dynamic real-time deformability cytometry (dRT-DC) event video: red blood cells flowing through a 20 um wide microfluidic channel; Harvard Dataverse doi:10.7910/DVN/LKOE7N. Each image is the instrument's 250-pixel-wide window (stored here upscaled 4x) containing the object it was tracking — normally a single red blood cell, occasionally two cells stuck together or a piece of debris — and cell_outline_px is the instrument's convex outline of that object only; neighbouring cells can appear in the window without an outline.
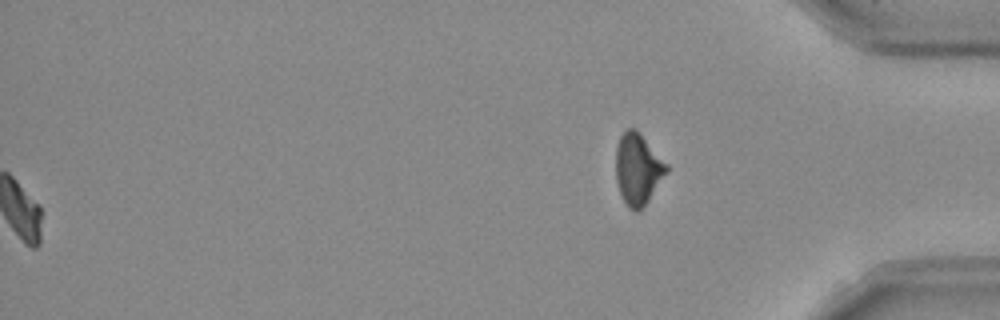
{"species": "Egyptian fruit bat (a non-hibernating species)", "species_latin": "Rousettus aegyptiacus", "temperature_condition": "room temperature", "stored_images_in_passage": 43, "camera_frame_rate_fps": 3000, "um_per_image_px": 0.085, "frame": {"image": 1, "passage_image": 43, "time_ms": 14.0, "image_size_px": [1000, 320], "cell_outline_px": [[668, 168], [648, 200], [636, 212], [628, 208], [620, 192], [616, 180], [616, 148], [620, 136], [628, 128], [636, 128], [668, 164]], "centroid_in_image_um": [54.2, 14.33], "position_along_channel_um": 381.0, "area_um2": 20.63}, "authors_computed_cell_mechanics": {"area_um2": 16.6464, "velocity_mm_per_s": 3.9436, "shape_relaxation_time_tau1_ms": 2.4957, "shape_relaxation_time_tau2_ms": null, "deformation_change_tau1": 0.1295, "deformation_change_tau2": null}}